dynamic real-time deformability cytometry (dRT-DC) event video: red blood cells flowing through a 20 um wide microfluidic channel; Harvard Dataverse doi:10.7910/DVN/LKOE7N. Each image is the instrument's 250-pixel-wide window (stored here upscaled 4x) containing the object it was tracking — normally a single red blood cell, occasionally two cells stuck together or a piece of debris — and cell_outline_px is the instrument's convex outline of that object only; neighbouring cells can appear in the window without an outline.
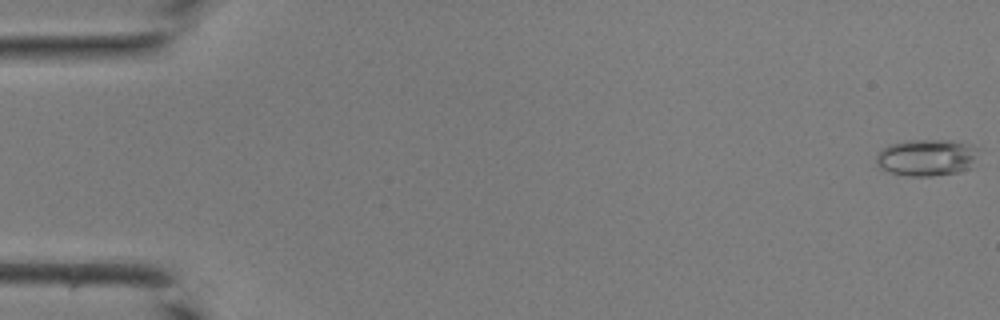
{"species": "common noctule bat (a hibernating species)", "species_latin": "Nyctalus noctula", "temperature_condition": "room temperature", "stored_images_in_passage": 39, "camera_frame_rate_fps": 3000, "um_per_image_px": 0.085, "animal": {"sex": "male", "body_mass_g": 19.0, "forearm_length_mm": 50.8}, "frame": {"image": 1, "passage_image": 1, "time_ms": 0.0, "image_size_px": [1000, 320], "cell_outline_px": [[980, 148], [972, 168], [956, 172], [932, 176], [908, 176], [888, 172], [880, 168], [876, 164], [876, 156], [888, 144], [908, 140], [952, 140], [972, 144]], "centroid_in_image_um": [78.8, 13.38], "position_along_channel_um": 6.2, "area_um2": 22.25}}
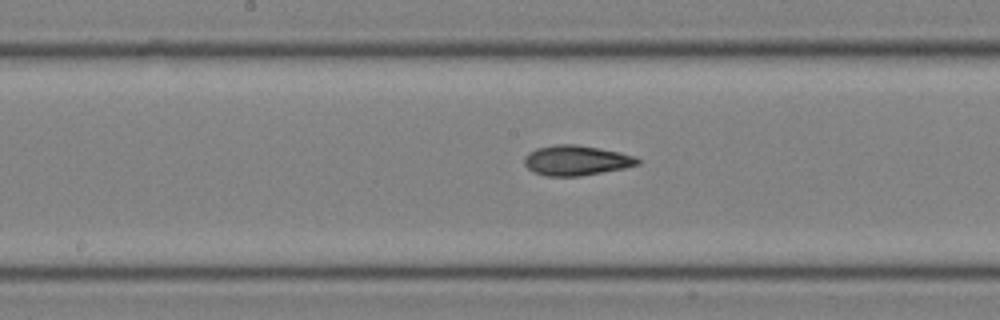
{"frame": {"image": 2, "passage_image": 23, "time_ms": 7.333, "image_size_px": [1000, 320], "cell_outline_px": [[640, 164], [624, 168], [580, 176], [544, 176], [532, 172], [524, 164], [524, 156], [528, 152], [536, 148], [556, 144], [576, 144], [620, 152], [636, 156], [640, 160]], "centroid_in_image_um": [48.96, 13.63], "position_along_channel_um": 199.2, "area_um2": 20.0}}
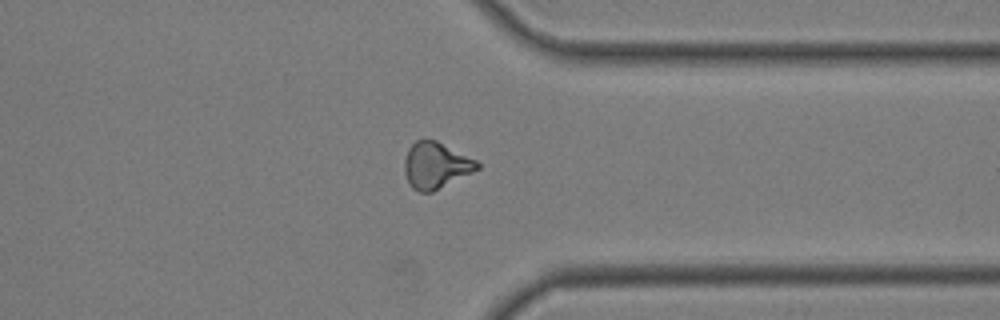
{"frame": {"image": 3, "passage_image": 34, "time_ms": 11.0, "image_size_px": [1000, 320], "cell_outline_px": [[480, 168], [432, 192], [420, 192], [412, 188], [404, 172], [404, 160], [408, 148], [416, 140], [436, 140], [476, 160], [480, 164]], "centroid_in_image_um": [37.02, 14.05], "position_along_channel_um": 374.4, "area_um2": 19.42}}